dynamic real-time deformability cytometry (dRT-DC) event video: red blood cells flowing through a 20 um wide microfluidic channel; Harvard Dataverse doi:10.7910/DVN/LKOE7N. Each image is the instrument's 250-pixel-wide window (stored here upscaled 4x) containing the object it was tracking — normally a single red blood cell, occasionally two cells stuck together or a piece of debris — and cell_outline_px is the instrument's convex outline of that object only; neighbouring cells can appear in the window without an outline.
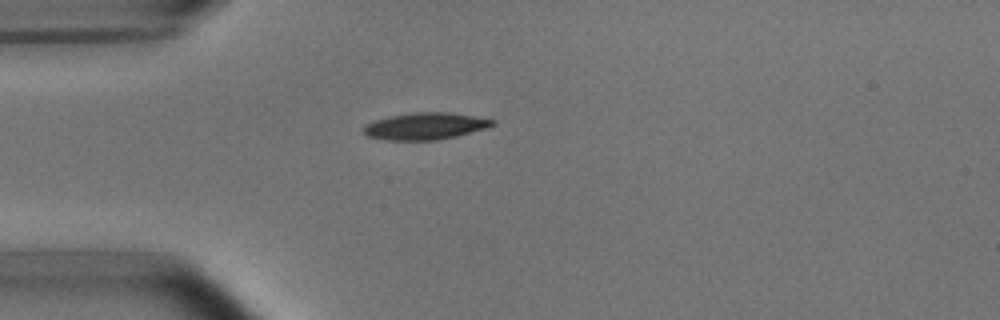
{"species": "common noctule bat (a hibernating species)", "species_latin": "Nyctalus noctula", "temperature_condition": "room temperature", "stored_images_in_passage": 1, "camera_frame_rate_fps": 3000, "um_per_image_px": 0.085, "animal": {"sex": "male", "body_mass_g": 15.6}, "frame": {"image": 1, "passage_image": 1, "time_ms": 0.0, "image_size_px": [1000, 320], "cell_outline_px": [[496, 124], [488, 128], [456, 136], [436, 140], [388, 140], [368, 136], [364, 132], [364, 128], [368, 124], [376, 120], [392, 116], [416, 112], [452, 112], [496, 120]], "centroid_in_image_um": [36.23, 10.72], "position_along_channel_um": 48.8, "area_um2": 20.0}}